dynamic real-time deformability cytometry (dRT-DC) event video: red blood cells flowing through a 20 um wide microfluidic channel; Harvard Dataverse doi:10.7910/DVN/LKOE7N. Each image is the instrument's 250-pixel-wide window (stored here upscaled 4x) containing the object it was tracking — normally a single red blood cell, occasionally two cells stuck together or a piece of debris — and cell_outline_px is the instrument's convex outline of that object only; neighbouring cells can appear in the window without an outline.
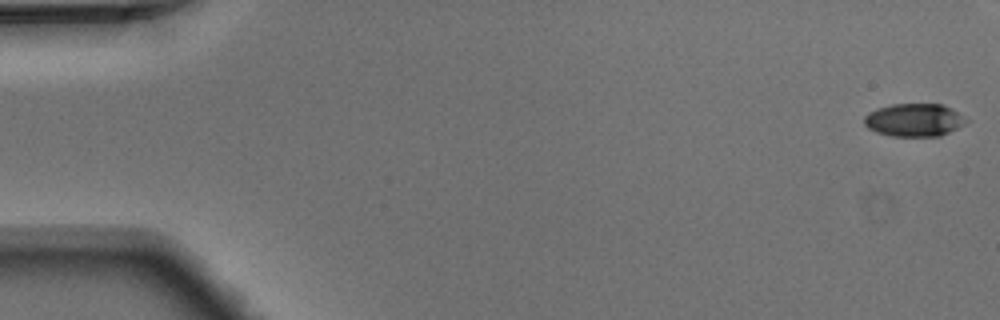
{"species": "Egyptian fruit bat (a non-hibernating species)", "species_latin": "Rousettus aegyptiacus", "temperature_condition": "warm", "stored_images_in_passage": 5, "camera_frame_rate_fps": 3000, "um_per_image_px": 0.085, "animal": {"sex": "male"}, "frame": {"image": 1, "passage_image": 1, "time_ms": 0.0, "image_size_px": [1000, 320], "cell_outline_px": [[968, 120], [964, 124], [940, 136], [892, 136], [876, 132], [868, 128], [864, 124], [864, 116], [868, 112], [876, 108], [892, 104], [944, 104]], "centroid_in_image_um": [77.65, 10.19], "position_along_channel_um": 7.3, "area_um2": 19.48}}
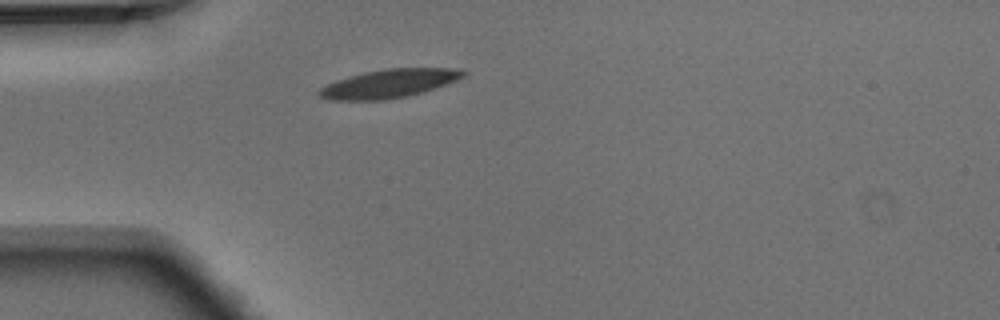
{"frame": {"image": 2, "passage_image": 5, "time_ms": 1.333, "image_size_px": [1000, 320], "cell_outline_px": [[468, 72], [464, 76], [456, 80], [424, 92], [408, 96], [384, 100], [328, 100], [320, 96], [316, 92], [320, 88], [336, 80], [364, 72], [384, 68], [460, 68]], "centroid_in_image_um": [33.08, 7.1], "position_along_channel_um": 51.9, "area_um2": 24.04}}